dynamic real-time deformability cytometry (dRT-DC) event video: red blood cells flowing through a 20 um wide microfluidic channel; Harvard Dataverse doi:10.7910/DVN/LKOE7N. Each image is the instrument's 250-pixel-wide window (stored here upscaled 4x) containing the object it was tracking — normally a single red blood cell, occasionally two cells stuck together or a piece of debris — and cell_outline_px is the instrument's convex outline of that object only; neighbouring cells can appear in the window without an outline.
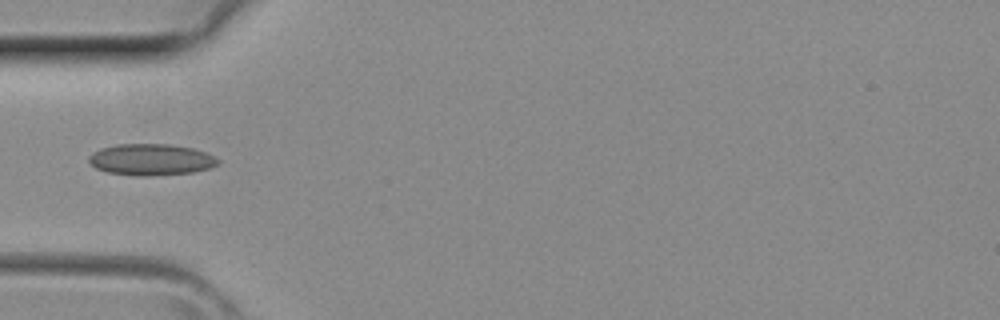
{"species": "common noctule bat (a hibernating species)", "species_latin": "Nyctalus noctula", "temperature_condition": "room temperature", "stored_images_in_passage": 4, "camera_frame_rate_fps": 3000, "um_per_image_px": 0.085, "animal": {"sex": "female", "body_mass_g": 29.2, "forearm_length_mm": 56.3}, "frame": {"image": 1, "passage_image": 4, "time_ms": 1.0, "image_size_px": [1000, 320], "cell_outline_px": [[220, 164], [212, 168], [192, 172], [144, 176], [136, 176], [108, 172], [96, 168], [88, 160], [88, 156], [92, 152], [100, 148], [116, 144], [168, 144], [192, 148], [204, 152], [220, 160]], "centroid_in_image_um": [12.83, 13.56], "position_along_channel_um": 72.2, "area_um2": 23.64}}